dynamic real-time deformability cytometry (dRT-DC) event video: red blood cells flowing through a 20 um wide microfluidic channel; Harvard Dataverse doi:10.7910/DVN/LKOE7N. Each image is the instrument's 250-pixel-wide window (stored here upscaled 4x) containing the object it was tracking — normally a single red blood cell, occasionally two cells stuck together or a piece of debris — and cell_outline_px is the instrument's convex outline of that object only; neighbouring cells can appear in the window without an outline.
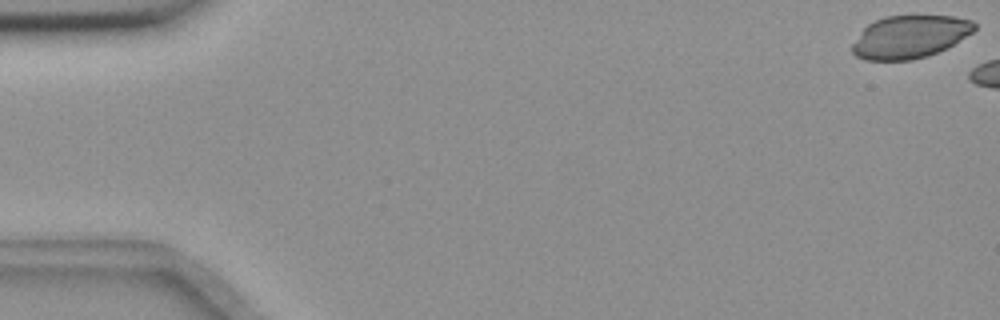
{"species": "common noctule bat (a hibernating species)", "species_latin": "Nyctalus noctula", "temperature_condition": "room temperature", "stored_images_in_passage": 8, "camera_frame_rate_fps": 3000, "um_per_image_px": 0.085, "animal": {"sex": "female", "body_mass_g": 18.4}, "frame": {"image": 1, "passage_image": 1, "time_ms": 0.0, "image_size_px": [1000, 320], "cell_outline_px": [[976, 28], [972, 32], [948, 48], [912, 60], [864, 60], [856, 56], [852, 52], [852, 44], [864, 28], [868, 24], [884, 16], [952, 16], [972, 20], [976, 24]], "centroid_in_image_um": [77.33, 3.13], "position_along_channel_um": 7.7, "area_um2": 30.29}}